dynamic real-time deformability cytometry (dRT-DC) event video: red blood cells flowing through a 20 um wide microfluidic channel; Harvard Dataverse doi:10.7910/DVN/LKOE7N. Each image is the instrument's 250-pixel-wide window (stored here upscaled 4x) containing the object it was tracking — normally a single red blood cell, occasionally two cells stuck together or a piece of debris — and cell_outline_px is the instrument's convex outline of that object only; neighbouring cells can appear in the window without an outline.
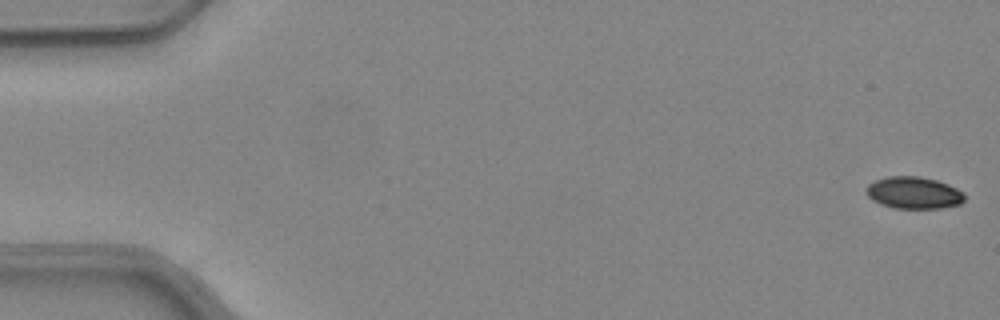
{"species": "common noctule bat (a hibernating species)", "species_latin": "Nyctalus noctula", "temperature_condition": "warm", "stored_images_in_passage": 21, "camera_frame_rate_fps": 3000, "um_per_image_px": 0.085, "animal": {"sex": "female", "body_mass_g": 24.6, "forearm_length_mm": 56.2}, "frame": {"image": 1, "passage_image": 1, "time_ms": 0.0, "image_size_px": [1000, 320], "cell_outline_px": [[964, 200], [960, 204], [940, 208], [896, 208], [880, 204], [872, 200], [868, 196], [868, 184], [876, 180], [888, 176], [920, 176], [936, 180], [948, 184], [964, 192]], "centroid_in_image_um": [77.69, 16.38], "position_along_channel_um": 7.3, "area_um2": 18.21}}